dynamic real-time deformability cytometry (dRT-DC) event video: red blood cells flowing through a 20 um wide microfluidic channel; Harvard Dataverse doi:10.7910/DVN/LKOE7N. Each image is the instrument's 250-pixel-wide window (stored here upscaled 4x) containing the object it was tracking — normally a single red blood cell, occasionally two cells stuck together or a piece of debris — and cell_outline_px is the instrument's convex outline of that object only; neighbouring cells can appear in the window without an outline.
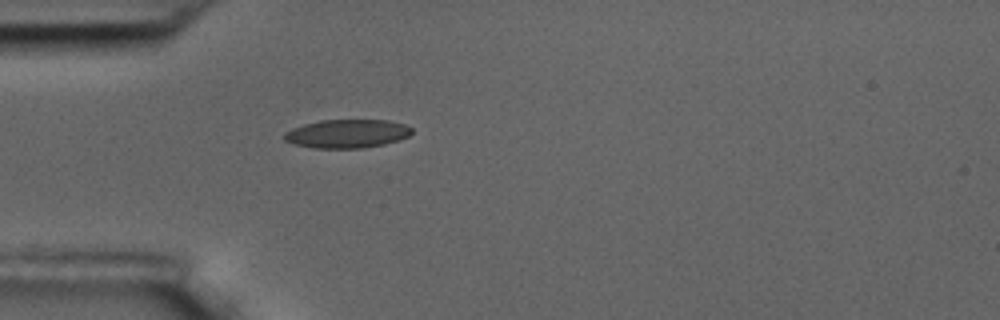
{"species": "common noctule bat (a hibernating species)", "species_latin": "Nyctalus noctula", "temperature_condition": "room temperature", "stored_images_in_passage": 1, "camera_frame_rate_fps": 3000, "um_per_image_px": 0.085, "animal": {"sex": "male", "body_mass_g": 17.5, "forearm_length_mm": 52.3}, "frame": {"image": 1, "passage_image": 1, "time_ms": 0.0, "image_size_px": [1000, 320], "cell_outline_px": [[412, 132], [408, 136], [384, 144], [364, 148], [312, 148], [296, 144], [284, 140], [284, 132], [292, 128], [304, 124], [320, 120], [388, 120], [404, 124], [412, 128]], "centroid_in_image_um": [29.48, 11.36], "position_along_channel_um": 55.5, "area_um2": 21.15}}